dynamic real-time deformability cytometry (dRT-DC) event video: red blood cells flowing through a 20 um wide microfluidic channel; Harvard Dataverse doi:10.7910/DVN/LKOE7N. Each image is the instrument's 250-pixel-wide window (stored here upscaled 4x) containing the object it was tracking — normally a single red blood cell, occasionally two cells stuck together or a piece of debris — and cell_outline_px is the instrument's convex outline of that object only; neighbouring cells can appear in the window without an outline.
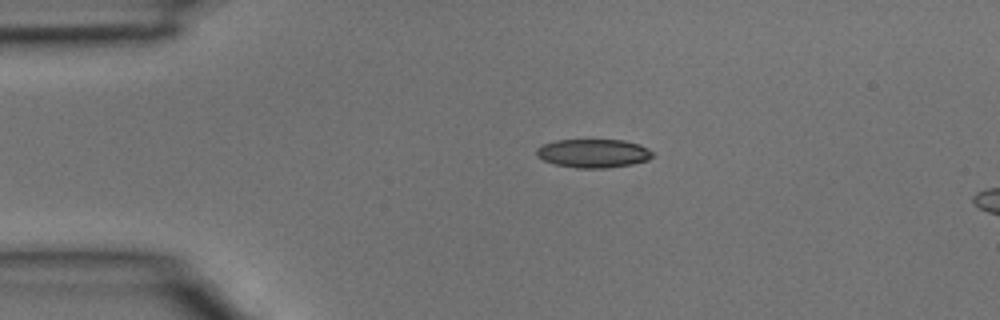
{"species": "common noctule bat (a hibernating species)", "species_latin": "Nyctalus noctula", "temperature_condition": "room temperature", "stored_images_in_passage": 3, "segment_of_instrument_passage": [1, 2], "camera_frame_rate_fps": 3000, "um_per_image_px": 0.085, "animal": {"sex": "male", "body_mass_g": 15.6}, "frame": {"image": 1, "passage_image": 1, "time_ms": 0.0, "image_size_px": [1000, 320], "cell_outline_px": [[656, 152], [648, 160], [632, 164], [608, 168], [576, 168], [556, 164], [544, 160], [536, 156], [536, 148], [544, 144], [556, 140], [624, 140], [640, 144]], "centroid_in_image_um": [50.47, 13.03], "position_along_channel_um": 34.5, "area_um2": 19.48}}